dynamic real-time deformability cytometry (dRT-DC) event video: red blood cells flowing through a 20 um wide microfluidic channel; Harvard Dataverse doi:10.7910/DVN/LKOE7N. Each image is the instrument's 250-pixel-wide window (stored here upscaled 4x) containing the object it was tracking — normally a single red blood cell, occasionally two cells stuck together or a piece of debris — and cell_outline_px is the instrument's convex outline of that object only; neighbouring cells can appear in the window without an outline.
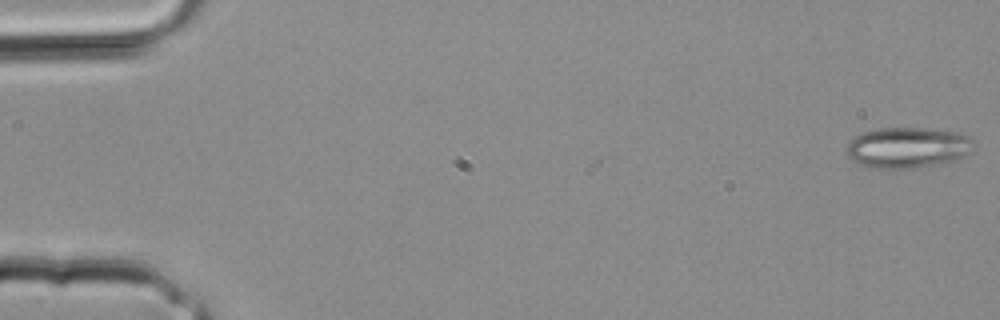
{"species": "common noctule bat (a hibernating species)", "species_latin": "Nyctalus noctula", "temperature_condition": "room temperature", "stored_images_in_passage": 5, "camera_frame_rate_fps": 3000, "um_per_image_px": 0.085, "animal": {"sex": "male", "body_mass_g": 20.4}, "frame": {"image": 1, "passage_image": 1, "time_ms": 0.0, "image_size_px": [1000, 320], "cell_outline_px": [[972, 152], [956, 160], [908, 168], [876, 168], [860, 164], [848, 160], [848, 144], [856, 136], [864, 132], [880, 128], [928, 128], [956, 132], [968, 136], [972, 140]], "centroid_in_image_um": [77.15, 12.53], "position_along_channel_um": 7.8, "area_um2": 29.82}}